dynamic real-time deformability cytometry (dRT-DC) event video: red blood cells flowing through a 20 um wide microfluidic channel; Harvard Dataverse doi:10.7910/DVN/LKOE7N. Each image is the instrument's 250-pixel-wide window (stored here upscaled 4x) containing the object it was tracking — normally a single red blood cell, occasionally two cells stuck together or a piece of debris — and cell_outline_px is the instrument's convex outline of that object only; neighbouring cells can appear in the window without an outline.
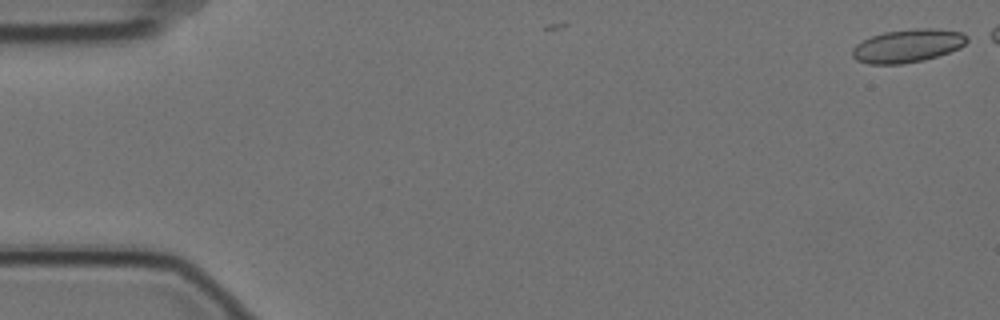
{"species": "Egyptian fruit bat (a non-hibernating species)", "species_latin": "Rousettus aegyptiacus", "temperature_condition": "cold", "stored_images_in_passage": 3, "camera_frame_rate_fps": 3000, "um_per_image_px": 0.085, "animal": {"sex": "female"}, "frame": {"image": 1, "passage_image": 1, "time_ms": 0.0, "image_size_px": [1000, 320], "cell_outline_px": [[972, 36], [960, 48], [924, 60], [900, 64], [868, 64], [856, 60], [852, 56], [852, 48], [856, 44], [872, 36], [884, 32], [916, 28], [936, 28], [964, 32]], "centroid_in_image_um": [77.19, 3.88], "position_along_channel_um": 7.8, "area_um2": 22.37}}